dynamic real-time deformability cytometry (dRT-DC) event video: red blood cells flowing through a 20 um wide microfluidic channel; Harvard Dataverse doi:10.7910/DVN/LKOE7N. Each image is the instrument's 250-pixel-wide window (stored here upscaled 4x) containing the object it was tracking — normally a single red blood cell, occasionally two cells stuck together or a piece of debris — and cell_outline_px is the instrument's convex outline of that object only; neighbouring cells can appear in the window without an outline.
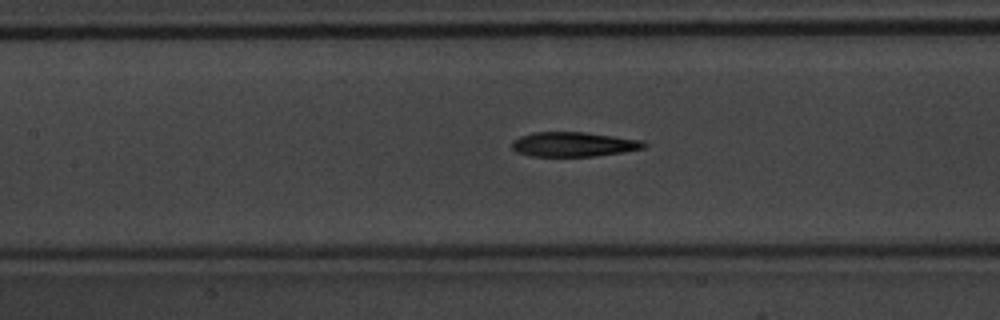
{"species": "common noctule bat (a hibernating species)", "species_latin": "Nyctalus noctula", "temperature_condition": "warm", "stored_images_in_passage": 25, "camera_frame_rate_fps": 3000, "um_per_image_px": 0.085, "animal": {"sex": "male", "body_mass_g": 20.1, "forearm_length_mm": 53.5}, "frame": {"image": 1, "passage_image": 8, "time_ms": 2.333, "image_size_px": [1000, 320], "cell_outline_px": [[648, 144], [644, 148], [596, 156], [532, 156], [516, 152], [512, 148], [512, 140], [520, 136], [532, 132], [584, 132], [644, 140]], "centroid_in_image_um": [48.74, 12.26], "position_along_channel_um": 158.7, "area_um2": 18.96}}